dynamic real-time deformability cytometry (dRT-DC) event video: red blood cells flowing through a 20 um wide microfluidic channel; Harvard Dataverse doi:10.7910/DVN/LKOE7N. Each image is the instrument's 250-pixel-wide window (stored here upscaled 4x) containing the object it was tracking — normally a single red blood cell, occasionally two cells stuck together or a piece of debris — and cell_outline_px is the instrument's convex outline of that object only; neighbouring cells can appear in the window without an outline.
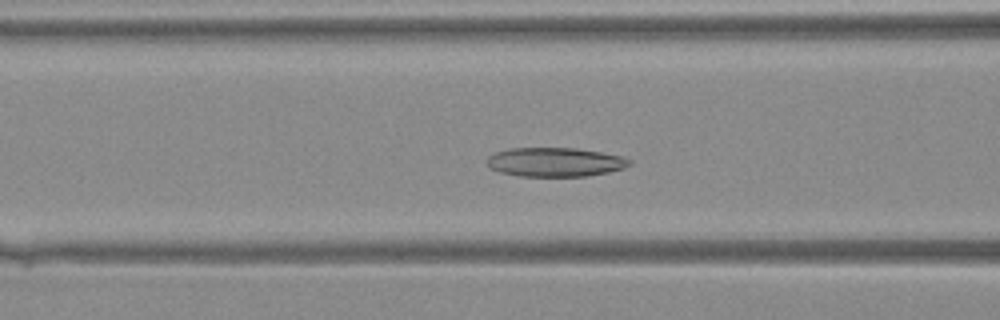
{"species": "Egyptian fruit bat (a non-hibernating species)", "species_latin": "Rousettus aegyptiacus", "temperature_condition": "warm", "stored_images_in_passage": 41, "camera_frame_rate_fps": 3000, "um_per_image_px": 0.085, "animal": {"sex": "female"}, "frame": {"image": 1, "passage_image": 16, "time_ms": 5.0, "image_size_px": [1000, 320], "cell_outline_px": [[632, 164], [624, 168], [608, 172], [588, 176], [520, 176], [500, 172], [488, 168], [484, 160], [488, 156], [496, 152], [512, 148], [576, 148], [600, 152], [620, 156], [632, 160]], "centroid_in_image_um": [47.15, 13.78], "position_along_channel_um": 119.5, "area_um2": 24.28}}
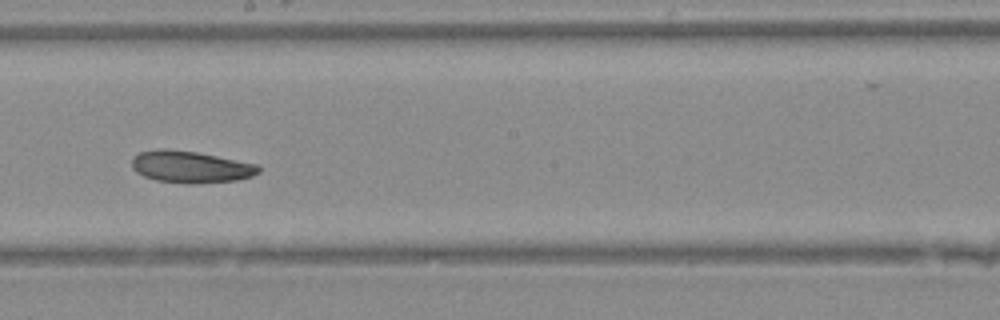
{"frame": {"image": 2, "passage_image": 23, "time_ms": 7.333, "image_size_px": [1000, 320], "cell_outline_px": [[260, 172], [252, 176], [236, 180], [192, 184], [184, 184], [156, 180], [144, 176], [136, 172], [132, 168], [132, 160], [140, 152], [160, 148], [164, 148], [196, 152], [256, 164], [260, 168]], "centroid_in_image_um": [16.18, 14.19], "position_along_channel_um": 232.0, "area_um2": 23.41}}
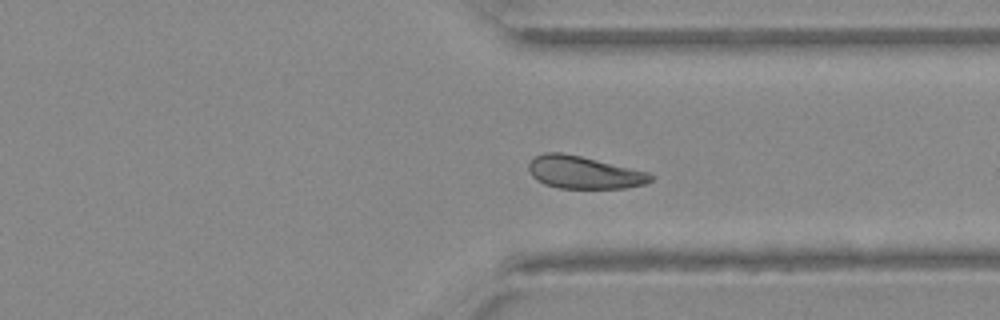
{"frame": {"image": 3, "passage_image": 31, "time_ms": 10.0, "image_size_px": [1000, 320], "cell_outline_px": [[652, 180], [644, 184], [624, 188], [560, 188], [544, 184], [536, 180], [532, 176], [528, 168], [528, 164], [536, 156], [544, 152], [560, 152], [580, 156], [648, 172], [652, 176]], "centroid_in_image_um": [49.6, 14.66], "position_along_channel_um": 361.8, "area_um2": 22.89}}